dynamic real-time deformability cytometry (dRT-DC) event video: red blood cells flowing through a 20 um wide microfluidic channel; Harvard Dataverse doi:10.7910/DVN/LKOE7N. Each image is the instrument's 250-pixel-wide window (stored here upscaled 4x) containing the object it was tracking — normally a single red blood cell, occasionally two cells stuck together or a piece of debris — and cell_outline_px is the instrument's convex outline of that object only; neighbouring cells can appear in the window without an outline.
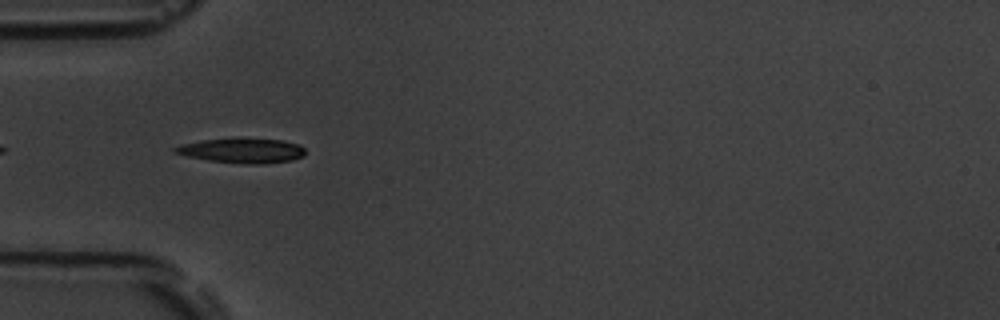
{"species": "common noctule bat (a hibernating species)", "species_latin": "Nyctalus noctula", "temperature_condition": "room temperature", "stored_images_in_passage": 38, "camera_frame_rate_fps": 3000, "um_per_image_px": 0.085, "animal": {"sex": "male", "body_mass_g": 19.5, "forearm_length_mm": 54.6}, "frame": {"image": 1, "passage_image": 2, "time_ms": 0.333, "image_size_px": [1000, 320], "cell_outline_px": [[304, 156], [292, 160], [264, 164], [244, 164], [208, 160], [188, 156], [176, 152], [172, 148], [180, 144], [200, 140], [280, 140], [300, 144], [304, 148]], "centroid_in_image_um": [20.6, 12.83], "position_along_channel_um": 64.4, "area_um2": 18.21}}
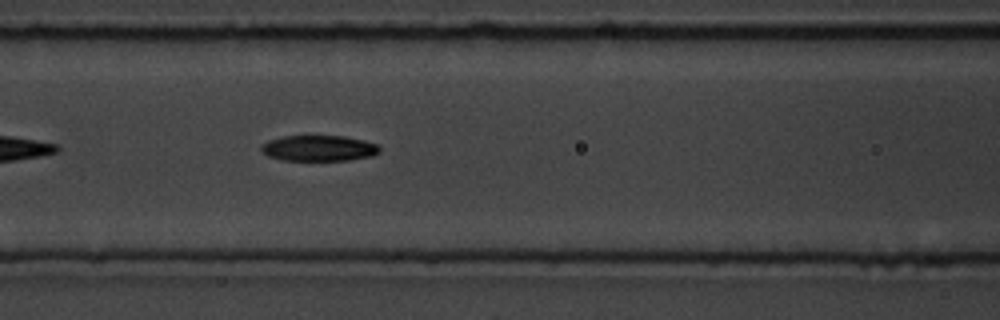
{"frame": {"image": 2, "passage_image": 8, "time_ms": 2.333, "image_size_px": [1000, 320], "cell_outline_px": [[380, 152], [372, 156], [348, 160], [280, 160], [268, 156], [260, 148], [268, 140], [284, 136], [344, 136], [364, 140], [376, 144], [380, 148]], "centroid_in_image_um": [27.12, 12.6], "position_along_channel_um": 139.5, "area_um2": 17.69}}
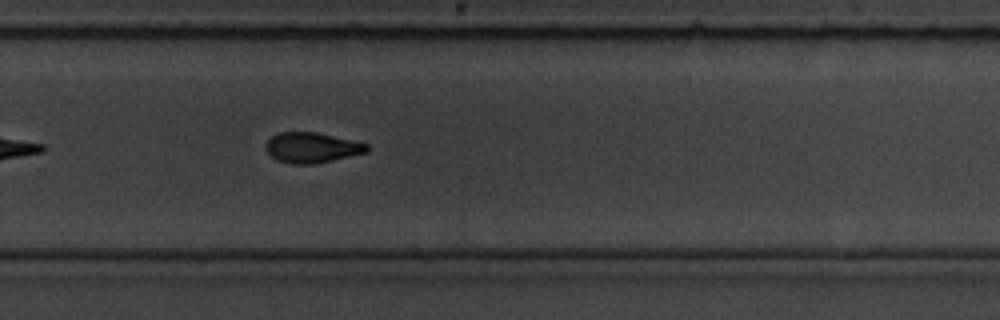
{"frame": {"image": 3, "passage_image": 21, "time_ms": 6.667, "image_size_px": [1000, 320], "cell_outline_px": [[368, 152], [316, 164], [292, 164], [276, 160], [264, 148], [264, 144], [272, 136], [280, 132], [316, 132], [352, 140], [368, 144]], "centroid_in_image_um": [26.49, 12.55], "position_along_channel_um": 303.3, "area_um2": 17.92}, "authors_computed_cell_mechanics": {"area_um2": 18.1203, "velocity_mm_per_s": 3.7928, "shape_relaxation_time_tau1_ms": 3.2537, "shape_relaxation_time_tau2_ms": null, "deformation_change_tau1": 0.1572, "deformation_change_tau2": null}}